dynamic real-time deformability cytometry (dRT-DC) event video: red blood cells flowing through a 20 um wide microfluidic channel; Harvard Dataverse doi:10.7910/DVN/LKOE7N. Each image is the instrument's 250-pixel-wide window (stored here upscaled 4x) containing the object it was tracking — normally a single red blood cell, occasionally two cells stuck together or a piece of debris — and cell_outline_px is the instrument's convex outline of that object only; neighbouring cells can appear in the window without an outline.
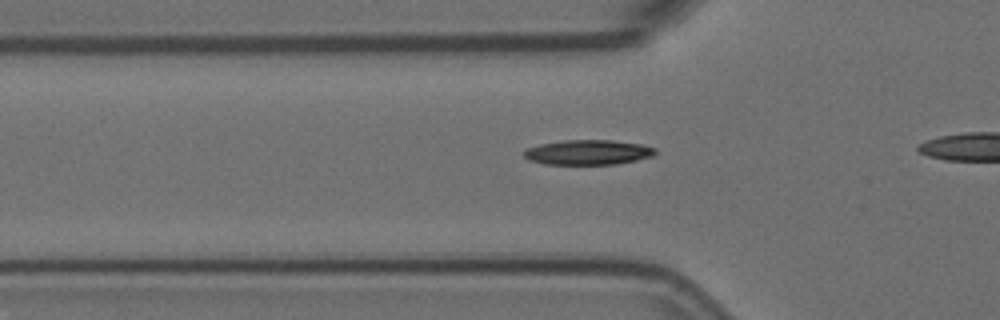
{"species": "Egyptian fruit bat (a non-hibernating species)", "species_latin": "Rousettus aegyptiacus", "temperature_condition": "room temperature", "stored_images_in_passage": 19, "camera_frame_rate_fps": 3000, "um_per_image_px": 0.085, "animal": {"sex": "female"}, "frame": {"image": 1, "passage_image": 3, "time_ms": 0.667, "image_size_px": [1000, 320], "cell_outline_px": [[656, 152], [652, 156], [636, 160], [616, 164], [544, 164], [528, 160], [524, 156], [524, 148], [540, 144], [564, 140], [612, 140], [640, 144], [656, 148]], "centroid_in_image_um": [49.95, 12.94], "position_along_channel_um": 75.9, "area_um2": 19.07}}
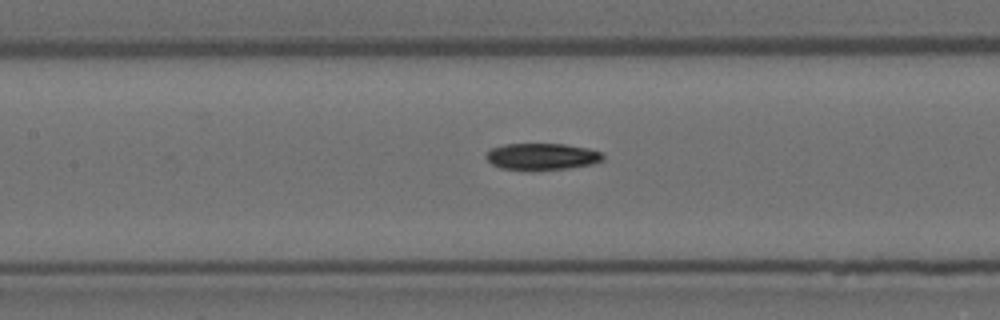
{"frame": {"image": 2, "passage_image": 10, "time_ms": 3.0, "image_size_px": [1000, 320], "cell_outline_px": [[604, 160], [592, 164], [568, 168], [532, 172], [500, 168], [492, 164], [484, 156], [492, 148], [504, 144], [564, 144], [588, 148], [604, 152]], "centroid_in_image_um": [46.08, 13.33], "position_along_channel_um": 161.3, "area_um2": 18.67}}
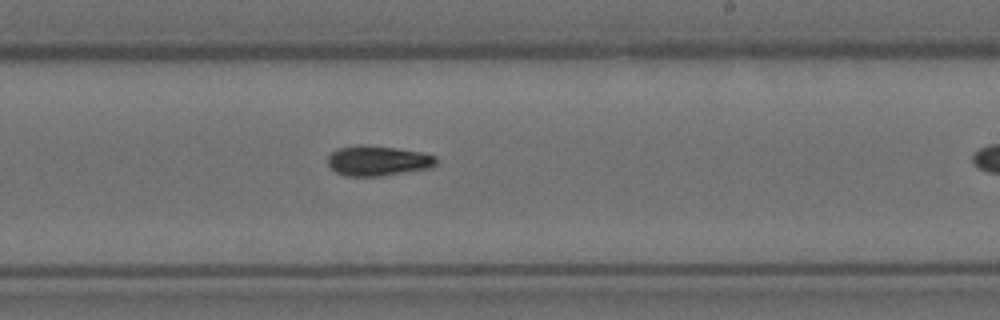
{"frame": {"image": 3, "passage_image": 18, "time_ms": 5.667, "image_size_px": [1000, 320], "cell_outline_px": [[436, 164], [428, 168], [384, 176], [344, 176], [336, 172], [328, 164], [328, 156], [336, 148], [360, 144], [396, 148], [424, 152], [436, 156]], "centroid_in_image_um": [32.1, 13.66], "position_along_channel_um": 256.9, "area_um2": 19.13}}